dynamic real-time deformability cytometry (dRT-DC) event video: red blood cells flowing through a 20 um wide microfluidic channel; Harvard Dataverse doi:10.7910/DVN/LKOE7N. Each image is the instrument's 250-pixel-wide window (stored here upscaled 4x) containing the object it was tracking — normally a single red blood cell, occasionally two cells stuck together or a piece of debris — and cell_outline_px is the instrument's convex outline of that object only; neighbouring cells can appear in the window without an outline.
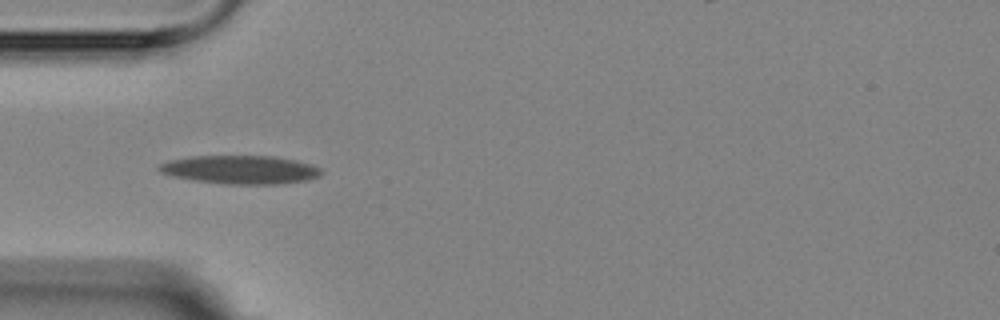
{"species": "Egyptian fruit bat (a non-hibernating species)", "species_latin": "Rousettus aegyptiacus", "temperature_condition": "room temperature", "stored_images_in_passage": 2, "camera_frame_rate_fps": 3000, "um_per_image_px": 0.085, "animal": {"sex": "female"}, "frame": {"image": 1, "passage_image": 1, "time_ms": 0.0, "image_size_px": [1000, 320], "cell_outline_px": [[320, 176], [308, 180], [276, 184], [228, 184], [192, 180], [172, 176], [160, 172], [156, 168], [160, 164], [168, 160], [192, 156], [272, 156], [312, 164], [320, 168]], "centroid_in_image_um": [20.39, 14.42], "position_along_channel_um": 64.6, "area_um2": 26.82}}
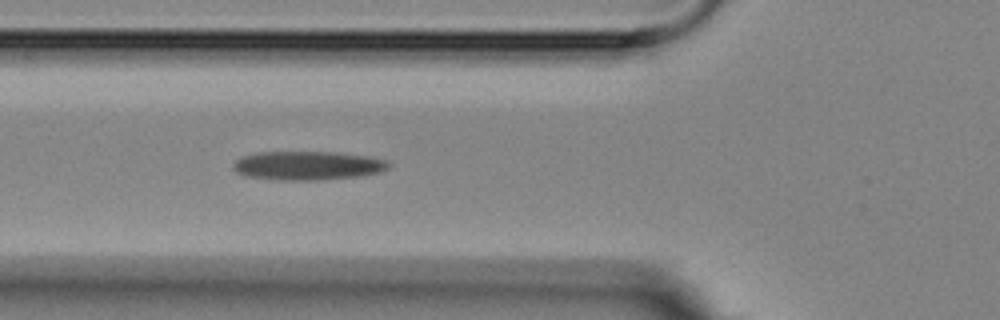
{"frame": {"image": 2, "passage_image": 2, "time_ms": 1.0, "image_size_px": [1000, 320], "cell_outline_px": [[392, 164], [388, 168], [380, 172], [360, 176], [316, 180], [276, 180], [244, 176], [236, 172], [232, 168], [232, 164], [240, 156], [256, 152], [340, 152], [368, 156], [388, 160]], "centroid_in_image_um": [26.13, 14.07], "position_along_channel_um": 99.7, "area_um2": 26.53}}